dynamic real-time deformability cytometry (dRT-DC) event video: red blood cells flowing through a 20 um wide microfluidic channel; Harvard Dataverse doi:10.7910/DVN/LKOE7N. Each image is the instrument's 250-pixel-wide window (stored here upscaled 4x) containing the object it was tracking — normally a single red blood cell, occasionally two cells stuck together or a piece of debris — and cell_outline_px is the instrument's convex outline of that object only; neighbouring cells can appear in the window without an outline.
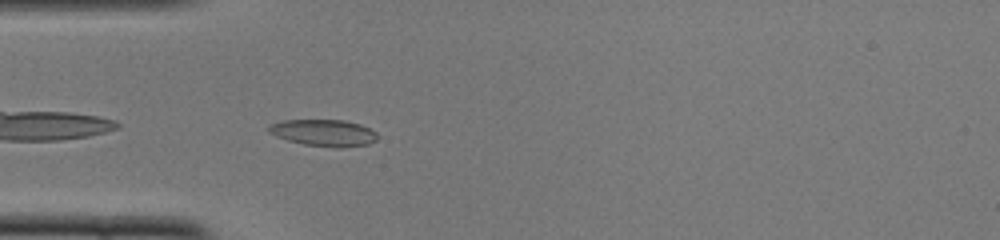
{"species": "common noctule bat (a hibernating species)", "species_latin": "Nyctalus noctula", "temperature_condition": "cold", "stored_images_in_passage": 36, "camera_frame_rate_fps": 3000, "um_per_image_px": 0.085, "animal": {"sex": "female", "body_mass_g": 22.0, "forearm_length_mm": 56.7}, "frame": {"image": 1, "passage_image": 1, "time_ms": 0.0, "image_size_px": [1000, 240], "cell_outline_px": [[376, 140], [368, 144], [340, 148], [332, 148], [304, 144], [288, 140], [276, 136], [268, 132], [268, 124], [284, 120], [344, 120], [360, 124], [376, 132]], "centroid_in_image_um": [27.5, 11.29], "position_along_channel_um": 57.5, "area_um2": 16.94}}
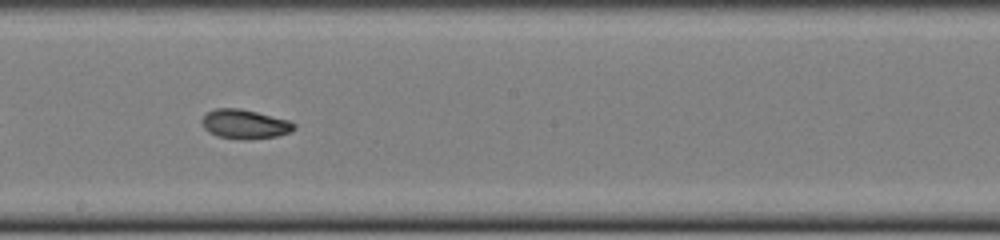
{"frame": {"image": 2, "passage_image": 14, "time_ms": 4.333, "image_size_px": [1000, 240], "cell_outline_px": [[296, 128], [292, 132], [276, 136], [248, 140], [244, 140], [216, 136], [208, 132], [204, 128], [200, 120], [208, 112], [216, 108], [240, 108], [288, 120], [296, 124]], "centroid_in_image_um": [20.8, 10.56], "position_along_channel_um": 227.4, "area_um2": 15.84}}
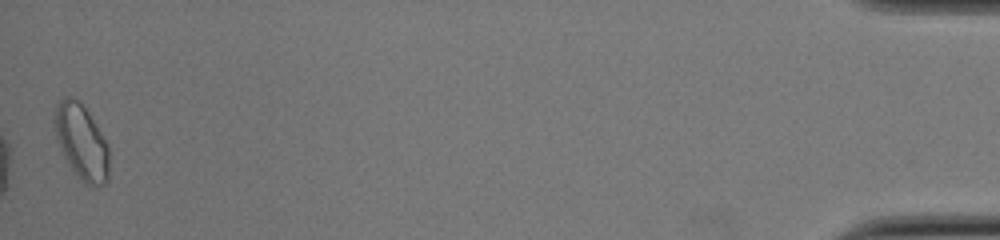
{"frame": {"image": 3, "passage_image": 36, "time_ms": 11.667, "image_size_px": [1000, 240], "cell_outline_px": [[108, 180], [100, 188], [92, 188], [84, 184], [68, 164], [60, 148], [56, 136], [56, 104], [64, 96], [72, 96], [80, 100], [88, 112], [108, 144]], "centroid_in_image_um": [6.95, 12.1], "position_along_channel_um": 428.2, "area_um2": 23.87}, "authors_computed_cell_mechanics": {"area_um2": 15.8372, "velocity_mm_per_s": 3.9976, "shape_relaxation_time_tau1_ms": 6.7108, "shape_relaxation_time_tau2_ms": 6.9967, "deformation_change_tau1": 0.1915, "deformation_change_tau2": 0.113}}